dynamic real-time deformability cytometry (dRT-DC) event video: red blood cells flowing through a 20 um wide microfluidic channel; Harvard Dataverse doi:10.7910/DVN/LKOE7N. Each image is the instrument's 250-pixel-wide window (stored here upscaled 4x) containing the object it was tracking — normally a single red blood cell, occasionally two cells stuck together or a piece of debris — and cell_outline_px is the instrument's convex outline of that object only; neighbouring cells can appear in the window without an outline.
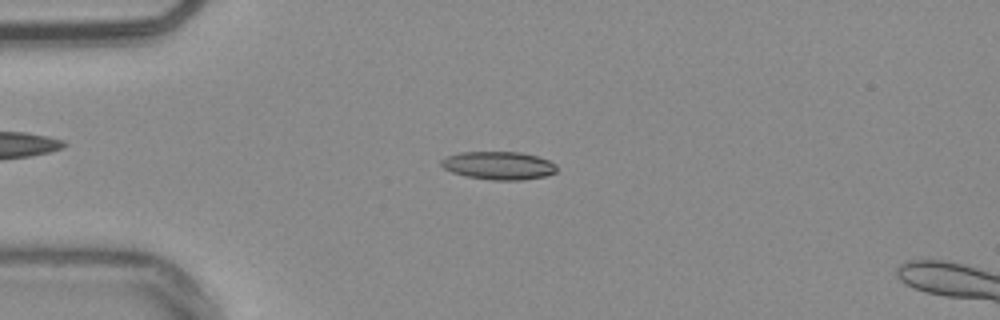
{"species": "common noctule bat (a hibernating species)", "species_latin": "Nyctalus noctula", "temperature_condition": "warm", "stored_images_in_passage": 53, "camera_frame_rate_fps": 3000, "um_per_image_px": 0.085, "animal": {"sex": "male", "body_mass_g": 20.4}, "frame": {"image": 1, "passage_image": 13, "time_ms": 4.0, "image_size_px": [1000, 320], "cell_outline_px": [[556, 172], [548, 176], [520, 180], [492, 180], [464, 176], [452, 172], [444, 168], [440, 164], [440, 160], [448, 156], [460, 152], [520, 152], [536, 156], [548, 160], [556, 164]], "centroid_in_image_um": [42.38, 14.07], "position_along_channel_um": 42.6, "area_um2": 18.96}}
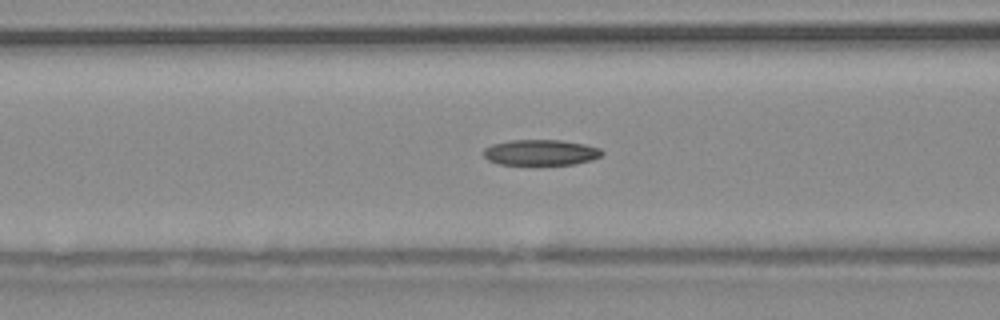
{"frame": {"image": 2, "passage_image": 21, "time_ms": 6.667, "image_size_px": [1000, 320], "cell_outline_px": [[604, 152], [600, 156], [592, 160], [576, 164], [500, 164], [488, 160], [484, 156], [484, 148], [492, 144], [512, 140], [560, 140], [584, 144], [600, 148]], "centroid_in_image_um": [45.98, 12.95], "position_along_channel_um": 120.6, "area_um2": 17.63}}
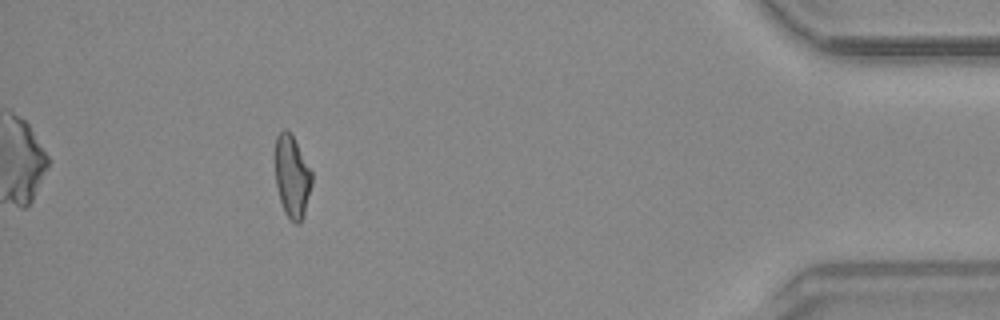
{"frame": {"image": 3, "passage_image": 48, "time_ms": 15.667, "image_size_px": [1000, 320], "cell_outline_px": [[312, 184], [304, 212], [300, 224], [296, 224], [284, 212], [280, 200], [276, 184], [276, 136], [284, 128], [292, 136], [312, 172]], "centroid_in_image_um": [24.82, 15.03], "position_along_channel_um": 410.4, "area_um2": 17.11}, "authors_computed_cell_mechanics": {"area_um2": 18.0336, "velocity_mm_per_s": 3.8331, "shape_relaxation_time_tau1_ms": null, "shape_relaxation_time_tau2_ms": 5.3405, "deformation_change_tau1": null, "deformation_change_tau2": 0.135}}